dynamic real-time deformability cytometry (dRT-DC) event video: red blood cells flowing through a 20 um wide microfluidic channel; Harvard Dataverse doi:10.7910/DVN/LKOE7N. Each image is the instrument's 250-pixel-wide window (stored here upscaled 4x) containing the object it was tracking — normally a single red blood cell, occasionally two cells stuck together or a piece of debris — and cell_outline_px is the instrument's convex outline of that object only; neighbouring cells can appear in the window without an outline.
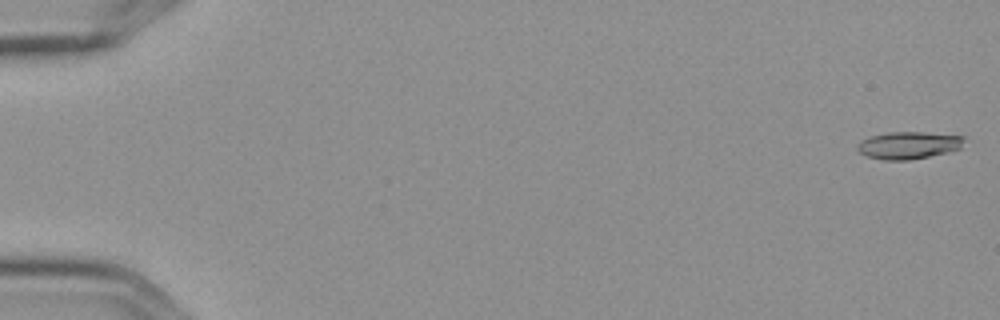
{"species": "Egyptian fruit bat (a non-hibernating species)", "species_latin": "Rousettus aegyptiacus", "temperature_condition": "cold", "stored_images_in_passage": 5, "camera_frame_rate_fps": 3000, "um_per_image_px": 0.085, "frame": {"image": 1, "passage_image": 1, "time_ms": 0.0, "image_size_px": [1000, 320], "cell_outline_px": [[964, 140], [960, 148], [928, 156], [908, 160], [884, 160], [868, 156], [860, 152], [856, 148], [856, 144], [860, 140], [872, 136], [888, 132], [920, 132], [964, 136]], "centroid_in_image_um": [77.17, 12.34], "position_along_channel_um": 7.8, "area_um2": 16.7}}
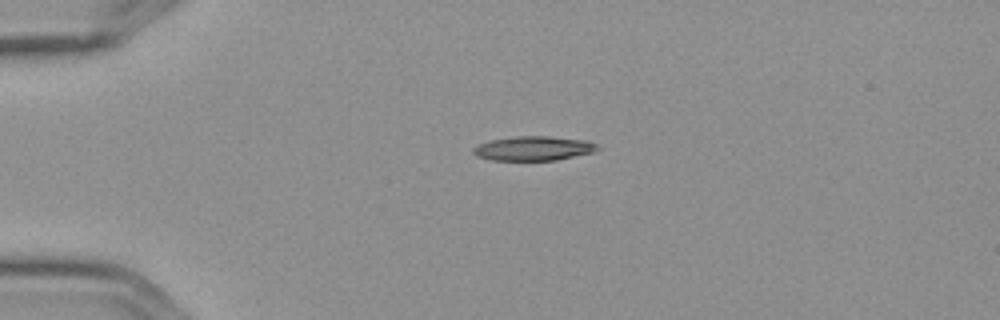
{"frame": {"image": 2, "passage_image": 4, "time_ms": 1.0, "image_size_px": [1000, 320], "cell_outline_px": [[600, 148], [596, 152], [556, 160], [492, 160], [476, 156], [472, 152], [472, 148], [476, 144], [488, 140], [516, 136], [548, 136], [588, 140], [600, 144]], "centroid_in_image_um": [45.37, 12.6], "position_along_channel_um": 39.6, "area_um2": 18.03}}